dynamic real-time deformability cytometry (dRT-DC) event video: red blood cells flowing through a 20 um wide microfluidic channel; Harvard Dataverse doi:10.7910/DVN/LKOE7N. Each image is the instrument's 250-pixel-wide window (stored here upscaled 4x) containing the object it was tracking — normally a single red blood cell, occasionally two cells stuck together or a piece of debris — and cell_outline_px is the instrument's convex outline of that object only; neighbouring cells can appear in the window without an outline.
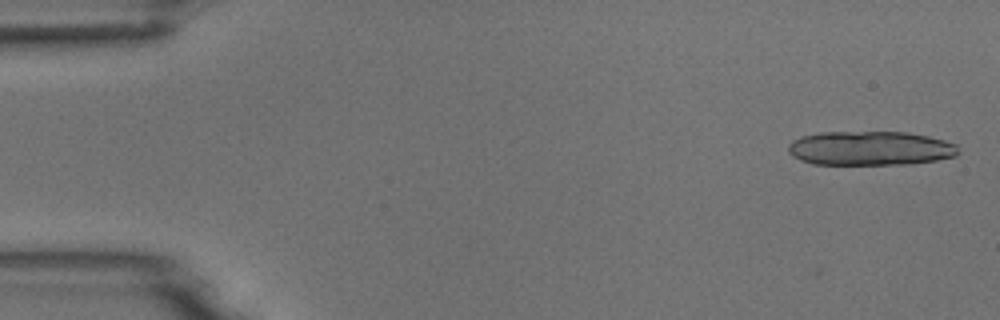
{"species": "common noctule bat (a hibernating species)", "species_latin": "Nyctalus noctula", "temperature_condition": "room temperature", "stored_images_in_passage": 2, "camera_frame_rate_fps": 3000, "um_per_image_px": 0.085, "animal": {"sex": "male", "body_mass_g": 18.8}, "frame": {"image": 1, "passage_image": 2, "time_ms": 0.333, "image_size_px": [1000, 320], "cell_outline_px": [[960, 152], [956, 156], [936, 160], [908, 164], [812, 164], [800, 160], [792, 156], [788, 152], [788, 144], [792, 140], [800, 136], [820, 132], [908, 132], [928, 136], [944, 140], [956, 144]], "centroid_in_image_um": [73.95, 12.6], "position_along_channel_um": 11.1, "area_um2": 34.16}}